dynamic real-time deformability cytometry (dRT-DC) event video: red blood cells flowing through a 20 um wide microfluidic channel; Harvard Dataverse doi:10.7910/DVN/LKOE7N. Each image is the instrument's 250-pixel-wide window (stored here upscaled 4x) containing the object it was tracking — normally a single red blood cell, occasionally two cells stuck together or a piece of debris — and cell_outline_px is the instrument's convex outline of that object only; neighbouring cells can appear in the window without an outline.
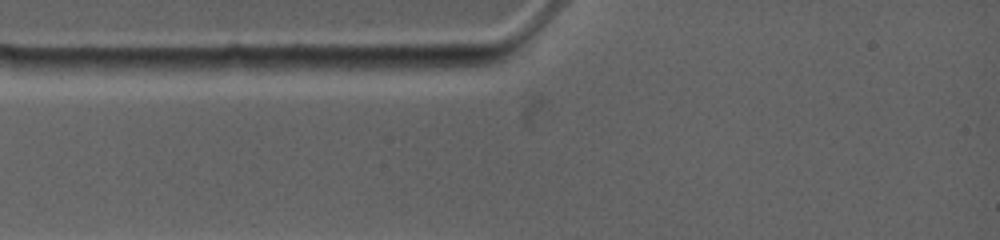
{"species": "common noctule bat (a hibernating species)", "species_latin": "Nyctalus noctula", "temperature_condition": "warm", "stored_images_in_passage": 4, "camera_frame_rate_fps": 4500, "um_per_image_px": 0.085, "animal": {"sex": "female", "body_mass_g": 19.0, "forearm_length_mm": 53.3}, "frame": {"image": 1, "passage_image": 1, "time_ms": 0.0, "image_size_px": [1000, 240], "cell_outline_px": [[488, 64], [460, 68], [416, 72], [324, 68], [328, 56], [476, 56], [484, 60]], "centroid_in_image_um": [34.23, 5.35], "position_along_channel_um": 50.8, "area_um2": 15.32}}